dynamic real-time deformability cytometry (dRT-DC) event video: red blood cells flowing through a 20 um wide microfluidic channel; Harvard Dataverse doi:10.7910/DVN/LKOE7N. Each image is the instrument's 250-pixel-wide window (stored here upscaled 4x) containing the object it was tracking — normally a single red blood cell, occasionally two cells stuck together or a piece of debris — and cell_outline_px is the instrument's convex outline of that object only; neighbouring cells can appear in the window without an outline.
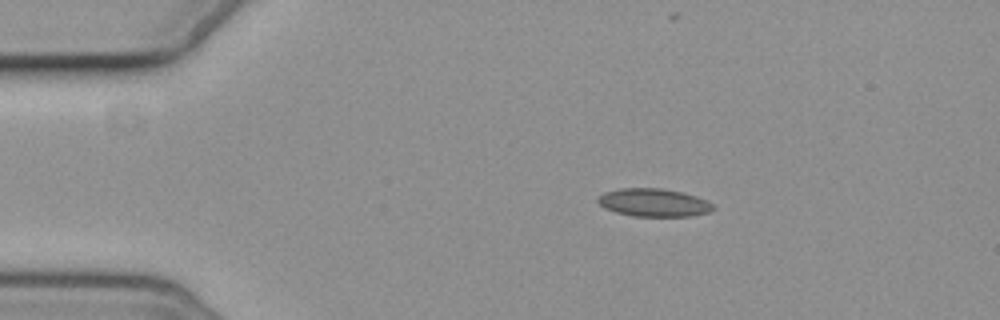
{"species": "common noctule bat (a hibernating species)", "species_latin": "Nyctalus noctula", "temperature_condition": "cold", "stored_images_in_passage": 5, "camera_frame_rate_fps": 3000, "um_per_image_px": 0.085, "animal": {"sex": "female", "body_mass_g": 19.3, "forearm_length_mm": 54.1}, "frame": {"image": 1, "passage_image": 2, "time_ms": 2.333, "image_size_px": [1000, 320], "cell_outline_px": [[716, 208], [708, 212], [688, 216], [636, 216], [616, 212], [604, 208], [596, 200], [604, 192], [620, 188], [660, 188], [680, 192], [696, 196], [712, 204]], "centroid_in_image_um": [55.54, 17.22], "position_along_channel_um": 29.5, "area_um2": 18.55}}
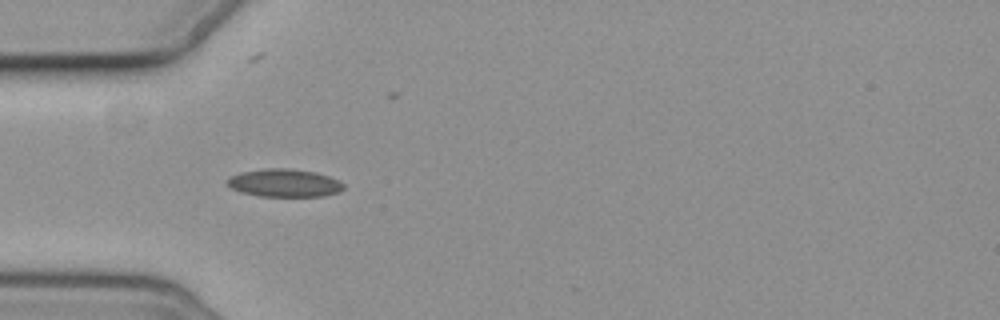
{"frame": {"image": 2, "passage_image": 4, "time_ms": 4.667, "image_size_px": [1000, 320], "cell_outline_px": [[344, 188], [340, 192], [324, 196], [260, 196], [240, 192], [232, 188], [228, 184], [228, 180], [232, 176], [240, 172], [268, 168], [288, 168], [316, 172], [328, 176], [344, 184]], "centroid_in_image_um": [24.2, 15.55], "position_along_channel_um": 60.8, "area_um2": 18.79}}
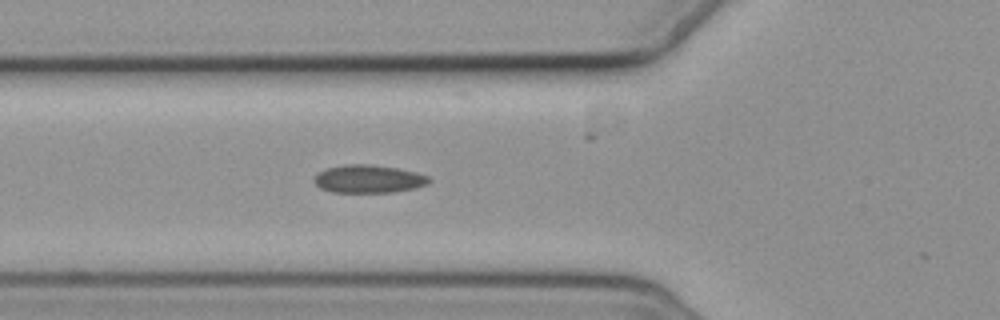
{"frame": {"image": 3, "passage_image": 5, "time_ms": 5.667, "image_size_px": [1000, 320], "cell_outline_px": [[432, 180], [428, 184], [416, 188], [392, 192], [332, 192], [320, 188], [316, 184], [316, 176], [320, 172], [328, 168], [348, 164], [364, 164], [396, 168], [416, 172], [428, 176]], "centroid_in_image_um": [31.38, 15.22], "position_along_channel_um": 94.4, "area_um2": 18.44}}